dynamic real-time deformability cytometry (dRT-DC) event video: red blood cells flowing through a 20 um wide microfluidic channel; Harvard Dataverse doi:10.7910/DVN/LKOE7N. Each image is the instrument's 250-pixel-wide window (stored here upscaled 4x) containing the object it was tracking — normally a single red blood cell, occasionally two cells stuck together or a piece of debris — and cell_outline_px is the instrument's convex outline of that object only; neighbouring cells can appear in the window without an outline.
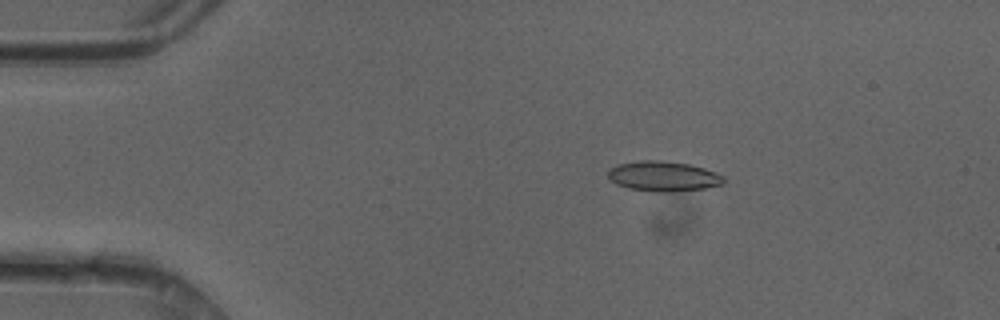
{"species": "common noctule bat (a hibernating species)", "species_latin": "Nyctalus noctula", "temperature_condition": "cold", "stored_images_in_passage": 41, "camera_frame_rate_fps": 3000, "um_per_image_px": 0.085, "animal": {"sex": "female"}, "frame": {"image": 1, "passage_image": 1, "time_ms": 0.0, "image_size_px": [1000, 320], "cell_outline_px": [[724, 184], [704, 188], [672, 192], [660, 192], [628, 188], [616, 184], [608, 176], [608, 172], [612, 168], [620, 164], [640, 160], [660, 160], [688, 164], [704, 168], [716, 172], [724, 176]], "centroid_in_image_um": [56.42, 14.98], "position_along_channel_um": 28.6, "area_um2": 20.11}}
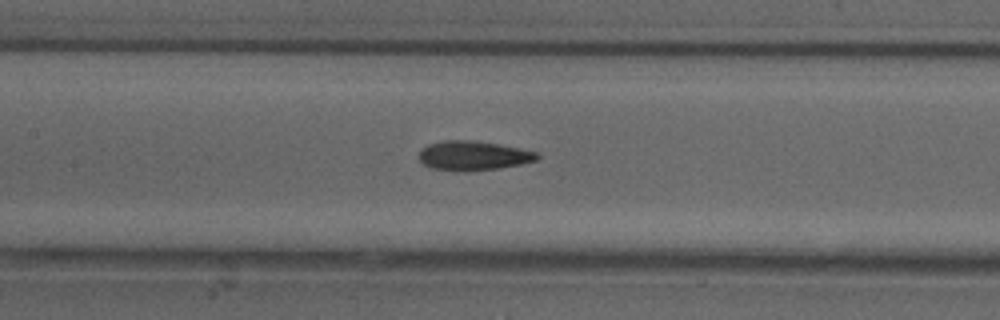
{"frame": {"image": 2, "passage_image": 15, "time_ms": 4.667, "image_size_px": [1000, 320], "cell_outline_px": [[540, 156], [536, 160], [520, 164], [500, 168], [464, 172], [432, 168], [424, 164], [420, 160], [420, 148], [428, 144], [444, 140], [476, 140], [520, 148], [540, 152]], "centroid_in_image_um": [40.24, 13.22], "position_along_channel_um": 167.2, "area_um2": 20.4}}
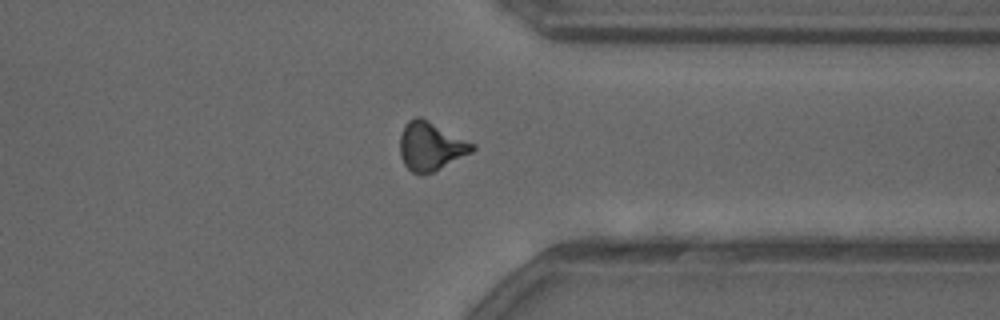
{"frame": {"image": 3, "passage_image": 30, "time_ms": 9.667, "image_size_px": [1000, 320], "cell_outline_px": [[476, 148], [472, 152], [432, 172], [412, 172], [404, 164], [400, 156], [400, 136], [404, 124], [408, 120], [416, 116], [420, 116], [476, 144]], "centroid_in_image_um": [36.61, 12.39], "position_along_channel_um": 374.8, "area_um2": 20.29}, "authors_computed_cell_mechanics": {"area_um2": 19.7676, "velocity_mm_per_s": 4.2222, "shape_relaxation_time_tau1_ms": null, "shape_relaxation_time_tau2_ms": 3.6743, "deformation_change_tau1": null, "deformation_change_tau2": 0.1213}}